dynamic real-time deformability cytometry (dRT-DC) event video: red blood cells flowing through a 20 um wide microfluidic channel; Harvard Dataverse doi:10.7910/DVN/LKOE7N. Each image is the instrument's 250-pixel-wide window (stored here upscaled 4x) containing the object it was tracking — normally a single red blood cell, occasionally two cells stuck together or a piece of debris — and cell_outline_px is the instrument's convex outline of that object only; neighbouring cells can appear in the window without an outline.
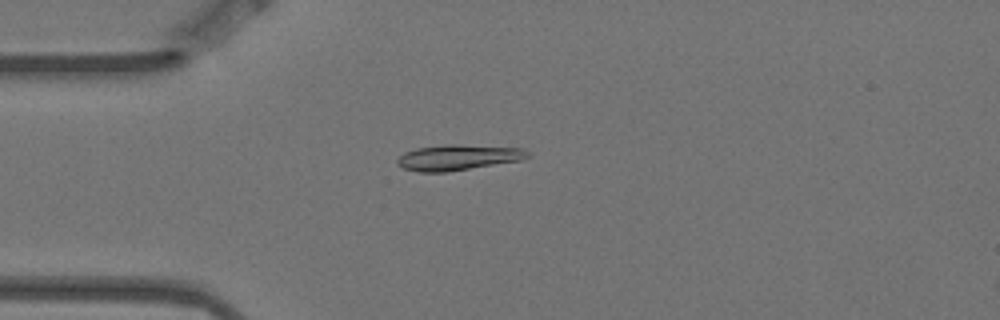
{"species": "Egyptian fruit bat (a non-hibernating species)", "species_latin": "Rousettus aegyptiacus", "temperature_condition": "warm", "stored_images_in_passage": 6, "camera_frame_rate_fps": 3000, "um_per_image_px": 0.085, "animal": {"sex": "female"}, "frame": {"image": 1, "passage_image": 4, "time_ms": 1.0, "image_size_px": [1000, 320], "cell_outline_px": [[532, 156], [520, 160], [448, 172], [420, 172], [404, 168], [396, 164], [396, 160], [404, 152], [416, 148], [452, 144], [524, 148]], "centroid_in_image_um": [38.93, 13.38], "position_along_channel_um": 46.1, "area_um2": 19.36}}
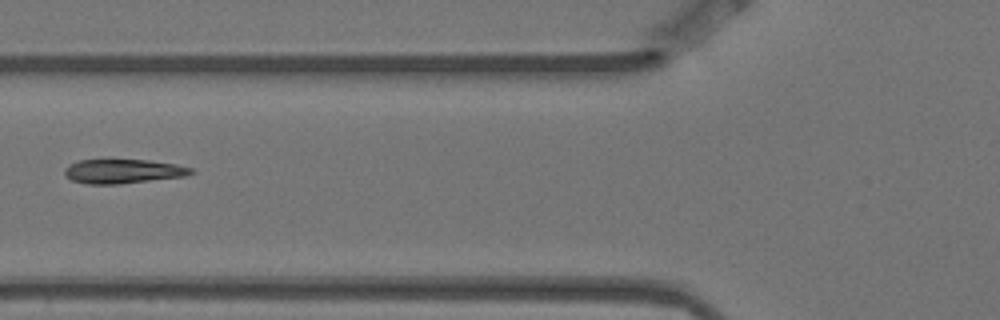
{"frame": {"image": 2, "passage_image": 6, "time_ms": 1.667, "image_size_px": [1000, 320], "cell_outline_px": [[196, 172], [184, 176], [120, 184], [88, 184], [72, 180], [64, 172], [64, 168], [80, 160], [148, 160], [176, 164], [192, 168]], "centroid_in_image_um": [10.5, 14.56], "position_along_channel_um": 115.3, "area_um2": 17.63}}